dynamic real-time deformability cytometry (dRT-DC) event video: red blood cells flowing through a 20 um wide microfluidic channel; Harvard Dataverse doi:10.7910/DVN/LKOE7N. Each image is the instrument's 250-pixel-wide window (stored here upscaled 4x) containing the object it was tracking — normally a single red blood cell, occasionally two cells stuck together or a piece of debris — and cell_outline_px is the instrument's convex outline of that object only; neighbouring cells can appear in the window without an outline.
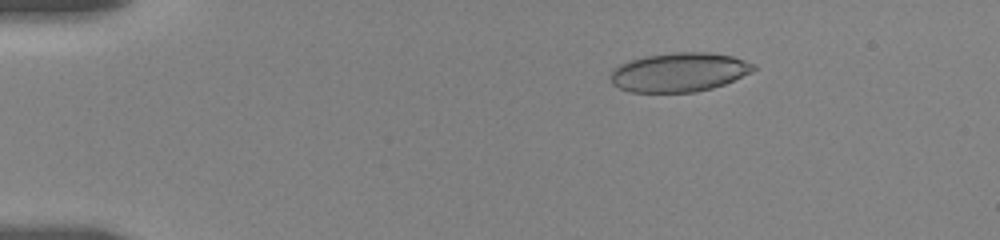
{"species": "human", "species_latin": "Homo sapiens", "temperature_condition": "room temperature", "stored_images_in_passage": 33, "camera_frame_rate_fps": 3000, "um_per_image_px": 0.085, "donor": {"sex": "female"}, "frame": {"image": 1, "passage_image": 5, "time_ms": 3.0, "image_size_px": [1000, 240], "cell_outline_px": [[756, 68], [752, 72], [724, 84], [712, 88], [696, 92], [628, 92], [612, 84], [608, 76], [612, 68], [628, 60], [644, 56], [676, 52], [708, 52], [732, 56], [756, 64]], "centroid_in_image_um": [57.69, 6.14], "position_along_channel_um": 27.3, "area_um2": 32.89}}
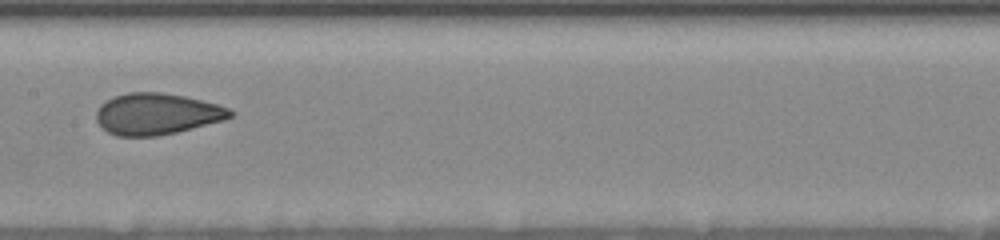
{"frame": {"image": 2, "passage_image": 19, "time_ms": 9.667, "image_size_px": [1000, 240], "cell_outline_px": [[236, 112], [232, 116], [224, 120], [176, 132], [156, 136], [116, 136], [108, 132], [96, 120], [96, 112], [100, 104], [116, 96], [128, 92], [160, 92], [184, 96], [216, 104], [228, 108]], "centroid_in_image_um": [13.33, 9.68], "position_along_channel_um": 194.1, "area_um2": 32.08}}
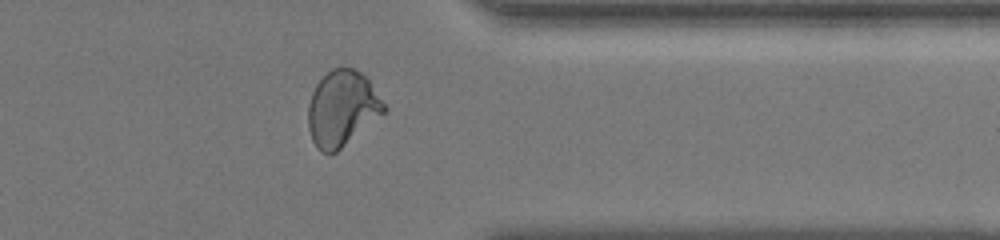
{"frame": {"image": 3, "passage_image": 29, "time_ms": 15.0, "image_size_px": [1000, 240], "cell_outline_px": [[388, 108], [384, 112], [336, 152], [328, 156], [320, 152], [316, 148], [312, 140], [308, 128], [308, 104], [312, 92], [316, 84], [332, 68], [340, 64], [352, 68], [360, 72], [368, 80]], "centroid_in_image_um": [29.04, 9.22], "position_along_channel_um": 382.4, "area_um2": 33.41}, "authors_computed_cell_mechanics": {"area_um2": 32.8882, "velocity_mm_per_s": 3.6209, "shape_relaxation_time_tau1_ms": 11.3738, "shape_relaxation_time_tau2_ms": 0.8599, "deformation_change_tau1": 0.2256, "deformation_change_tau2": 0.0595}}